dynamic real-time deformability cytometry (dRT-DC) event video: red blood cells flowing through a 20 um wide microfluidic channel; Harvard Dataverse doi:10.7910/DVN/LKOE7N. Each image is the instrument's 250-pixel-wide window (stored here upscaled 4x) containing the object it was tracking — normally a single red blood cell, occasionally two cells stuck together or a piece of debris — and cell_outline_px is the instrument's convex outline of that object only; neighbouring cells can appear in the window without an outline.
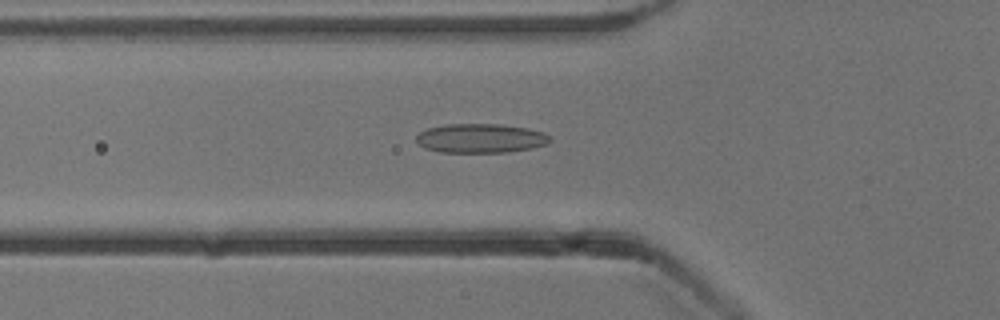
{"species": "common noctule bat (a hibernating species)", "species_latin": "Nyctalus noctula", "temperature_condition": "cold", "stored_images_in_passage": 52, "camera_frame_rate_fps": 3000, "um_per_image_px": 0.085, "animal": {"sex": "male", "body_mass_g": 13.3}, "frame": {"image": 1, "passage_image": 17, "time_ms": 5.333, "image_size_px": [1000, 320], "cell_outline_px": [[552, 140], [548, 144], [532, 148], [508, 152], [440, 152], [424, 148], [416, 140], [416, 136], [420, 132], [428, 128], [448, 124], [500, 124], [528, 128], [544, 132]], "centroid_in_image_um": [40.88, 11.75], "position_along_channel_um": 84.9, "area_um2": 22.77}}
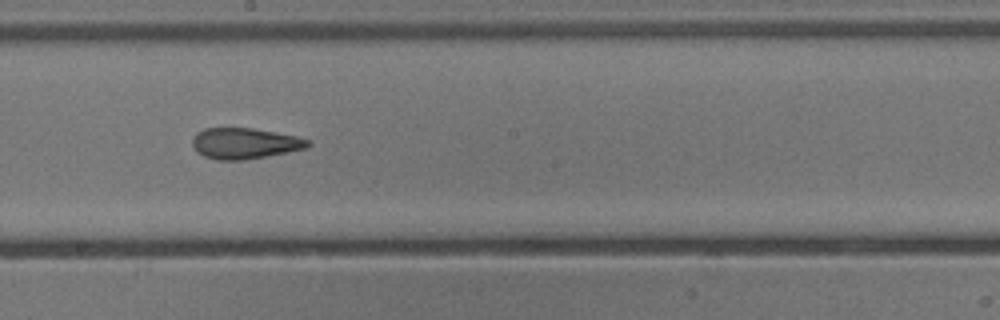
{"frame": {"image": 2, "passage_image": 28, "time_ms": 9.0, "image_size_px": [1000, 320], "cell_outline_px": [[312, 144], [304, 148], [264, 156], [240, 160], [216, 160], [204, 156], [196, 152], [192, 144], [192, 136], [196, 132], [204, 128], [252, 128], [296, 136], [308, 140]], "centroid_in_image_um": [20.71, 12.18], "position_along_channel_um": 227.5, "area_um2": 20.58}}
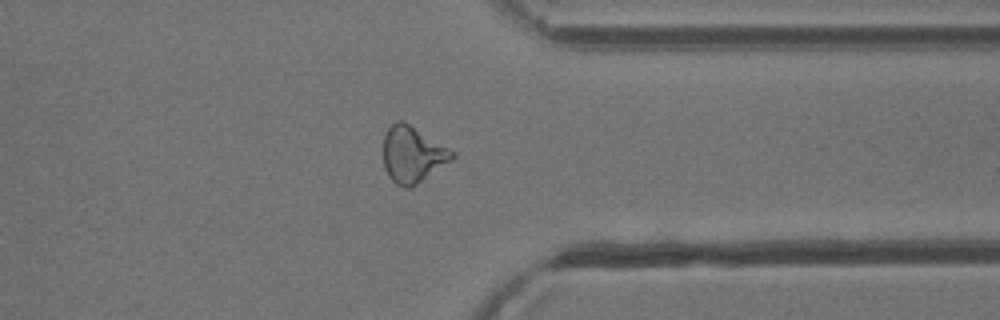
{"frame": {"image": 3, "passage_image": 40, "time_ms": 13.0, "image_size_px": [1000, 320], "cell_outline_px": [[456, 156], [452, 160], [412, 188], [404, 188], [396, 184], [388, 176], [384, 168], [384, 136], [388, 128], [396, 120], [400, 120], [408, 124], [456, 152]], "centroid_in_image_um": [35.07, 13.16], "position_along_channel_um": 376.3, "area_um2": 22.48}, "authors_computed_cell_mechanics": {"area_um2": 22.253, "velocity_mm_per_s": 3.8469, "shape_relaxation_time_tau1_ms": null, "shape_relaxation_time_tau2_ms": 2.4336, "deformation_change_tau1": null, "deformation_change_tau2": 0.108}}